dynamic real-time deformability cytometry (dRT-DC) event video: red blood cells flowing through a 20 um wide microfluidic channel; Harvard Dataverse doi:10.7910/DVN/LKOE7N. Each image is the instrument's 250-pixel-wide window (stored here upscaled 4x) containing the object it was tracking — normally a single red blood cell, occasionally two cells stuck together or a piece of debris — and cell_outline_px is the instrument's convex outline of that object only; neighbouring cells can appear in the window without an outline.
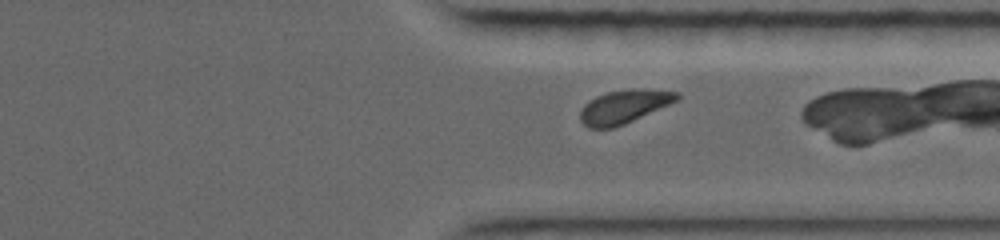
{"species": "common noctule bat (a hibernating species)", "species_latin": "Nyctalus noctula", "temperature_condition": "warm", "stored_images_in_passage": 27, "camera_frame_rate_fps": 5000, "um_per_image_px": 0.085, "animal": {"sex": "female", "body_mass_g": 19.0, "forearm_length_mm": 56.7}, "frame": {"image": 1, "passage_image": 20, "time_ms": 7.6, "image_size_px": [1000, 240], "cell_outline_px": [[680, 96], [676, 100], [668, 104], [624, 124], [612, 128], [588, 128], [580, 120], [580, 108], [588, 100], [596, 96], [608, 92], [632, 88], [644, 88], [680, 92]], "centroid_in_image_um": [53.0, 9.04], "position_along_channel_um": 358.4, "area_um2": 18.79}}